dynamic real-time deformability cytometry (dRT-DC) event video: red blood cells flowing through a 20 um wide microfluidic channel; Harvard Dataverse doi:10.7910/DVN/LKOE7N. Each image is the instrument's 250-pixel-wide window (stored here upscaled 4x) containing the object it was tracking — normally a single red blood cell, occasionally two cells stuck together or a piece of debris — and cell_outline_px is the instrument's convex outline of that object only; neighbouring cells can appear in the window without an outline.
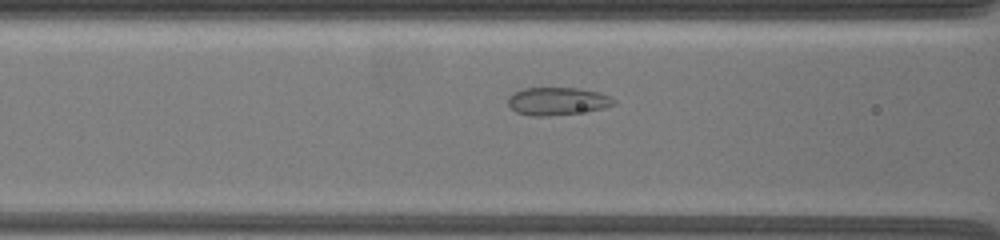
{"species": "common noctule bat (a hibernating species)", "species_latin": "Nyctalus noctula", "temperature_condition": "warm", "stored_images_in_passage": 8, "camera_frame_rate_fps": 3000, "um_per_image_px": 0.085, "animal": {"sex": "female", "body_mass_g": 19.5, "forearm_length_mm": 54.1}, "frame": {"image": 1, "passage_image": 7, "time_ms": 3.0, "image_size_px": [1000, 240], "cell_outline_px": [[616, 104], [604, 108], [548, 116], [532, 116], [516, 112], [508, 104], [508, 96], [512, 92], [524, 88], [576, 88], [600, 92], [612, 96], [616, 100]], "centroid_in_image_um": [47.38, 8.59], "position_along_channel_um": 119.2, "area_um2": 17.17}}